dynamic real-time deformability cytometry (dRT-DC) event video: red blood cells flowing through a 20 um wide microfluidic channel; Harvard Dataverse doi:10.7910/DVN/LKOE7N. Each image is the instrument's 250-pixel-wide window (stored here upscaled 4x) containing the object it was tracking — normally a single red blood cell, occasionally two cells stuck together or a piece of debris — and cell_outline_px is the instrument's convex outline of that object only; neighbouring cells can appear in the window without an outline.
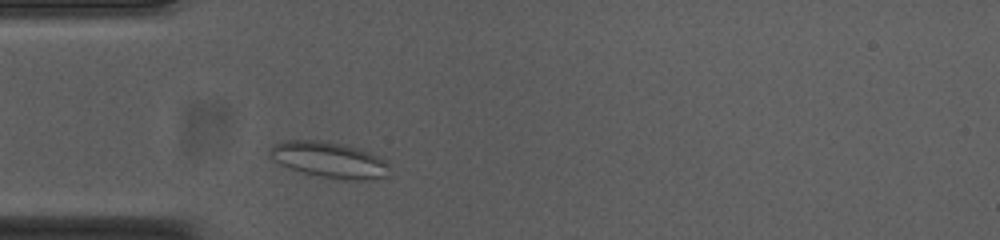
{"species": "common noctule bat (a hibernating species)", "species_latin": "Nyctalus noctula", "temperature_condition": "cold", "stored_images_in_passage": 37, "camera_frame_rate_fps": 3000, "um_per_image_px": 0.085, "animal": {"sex": "female", "body_mass_g": 23.0, "forearm_length_mm": 53.4}, "frame": {"image": 1, "passage_image": 3, "time_ms": 0.667, "image_size_px": [1000, 240], "cell_outline_px": [[388, 176], [368, 180], [344, 180], [320, 176], [304, 172], [280, 164], [268, 156], [268, 148], [280, 140], [320, 140], [344, 144], [360, 148], [372, 152], [384, 160]], "centroid_in_image_um": [27.94, 13.56], "position_along_channel_um": 57.1, "area_um2": 25.09}}
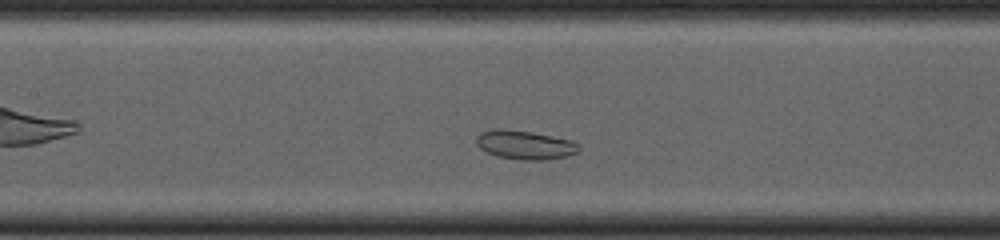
{"frame": {"image": 2, "passage_image": 12, "time_ms": 3.667, "image_size_px": [1000, 240], "cell_outline_px": [[580, 152], [568, 156], [544, 160], [524, 160], [496, 156], [480, 148], [476, 144], [476, 136], [480, 132], [496, 128], [500, 128], [532, 132], [572, 140], [580, 144]], "centroid_in_image_um": [44.65, 12.31], "position_along_channel_um": 162.8, "area_um2": 17.46}}
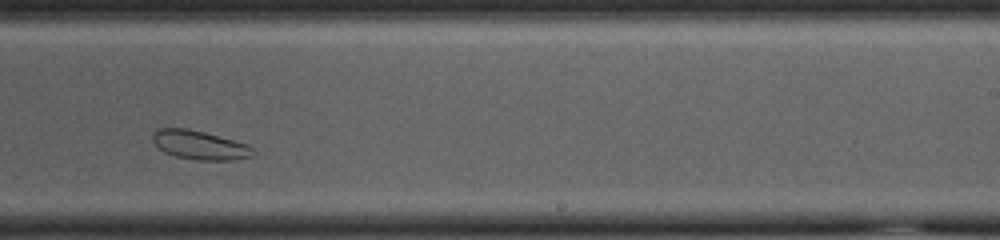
{"frame": {"image": 3, "passage_image": 21, "time_ms": 6.667, "image_size_px": [1000, 240], "cell_outline_px": [[256, 152], [252, 156], [236, 160], [196, 160], [176, 156], [164, 152], [152, 140], [152, 132], [160, 128], [188, 128], [204, 132], [248, 144]], "centroid_in_image_um": [16.99, 12.33], "position_along_channel_um": 272.0, "area_um2": 16.94}, "authors_computed_cell_mechanics": {"area_um2": 20.7502, "velocity_mm_per_s": 3.6554, "shape_relaxation_time_tau1_ms": null, "shape_relaxation_time_tau2_ms": 1.8895, "deformation_change_tau1": null, "deformation_change_tau2": 0.0562}}